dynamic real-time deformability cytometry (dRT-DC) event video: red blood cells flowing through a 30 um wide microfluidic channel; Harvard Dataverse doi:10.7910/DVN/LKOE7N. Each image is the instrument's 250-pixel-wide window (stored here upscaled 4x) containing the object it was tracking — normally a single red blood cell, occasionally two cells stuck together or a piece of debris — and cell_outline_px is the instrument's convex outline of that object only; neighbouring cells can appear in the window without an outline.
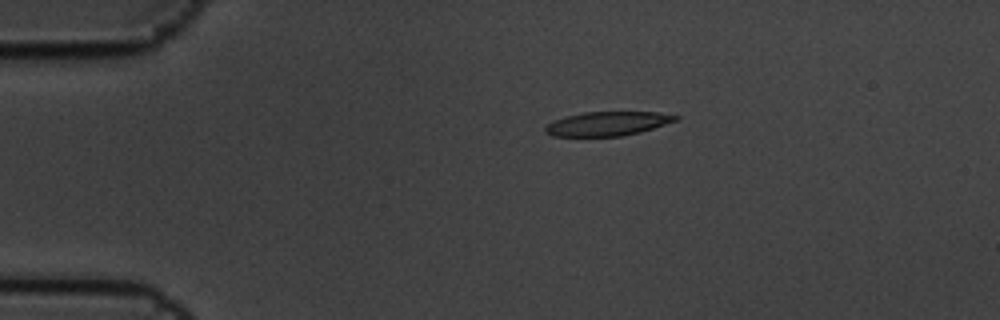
{"species": "common noctule bat (a hibernating species)", "species_latin": "Nyctalus noctula", "temperature_condition": "cold", "stored_images_in_passage": 4, "camera_frame_rate_fps": 3000, "um_per_image_px": 0.085, "animal": {"sex": "male", "body_mass_g": 19.5, "forearm_length_mm": 54.6}, "frame": {"image": 1, "passage_image": 1, "time_ms": 0.0, "image_size_px": [1000, 320], "cell_outline_px": [[680, 116], [676, 120], [640, 132], [620, 136], [552, 136], [544, 132], [544, 128], [548, 124], [556, 120], [568, 116], [584, 112], [660, 112]], "centroid_in_image_um": [51.63, 10.51], "position_along_channel_um": 33.4, "area_um2": 18.03}}
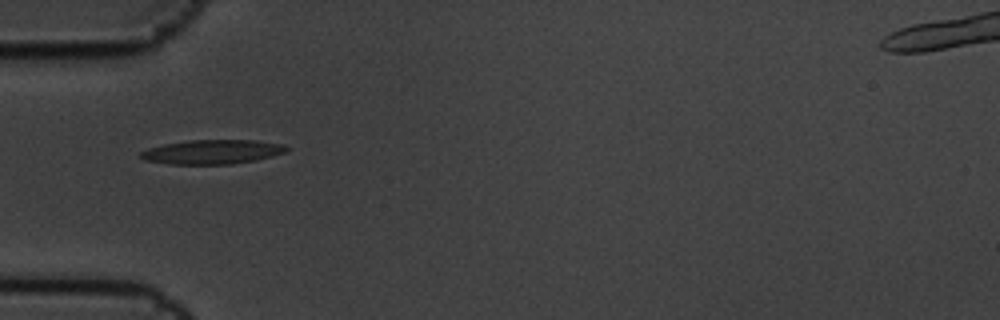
{"frame": {"image": 2, "passage_image": 3, "time_ms": 0.667, "image_size_px": [1000, 320], "cell_outline_px": [[288, 148], [284, 152], [272, 156], [256, 160], [232, 164], [172, 164], [144, 160], [140, 156], [140, 152], [148, 148], [164, 144], [188, 140], [256, 140], [284, 144]], "centroid_in_image_um": [18.04, 12.9], "position_along_channel_um": 67.0, "area_um2": 20.58}}
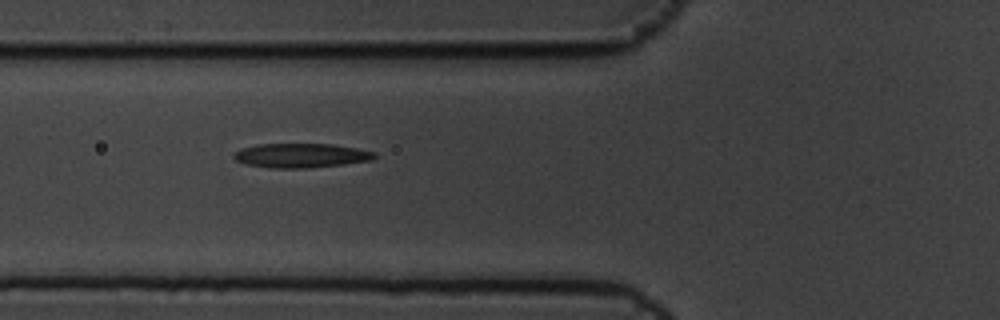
{"frame": {"image": 3, "passage_image": 4, "time_ms": 1.0, "image_size_px": [1000, 320], "cell_outline_px": [[376, 156], [372, 160], [344, 164], [308, 168], [272, 168], [248, 164], [236, 160], [232, 156], [240, 148], [256, 144], [332, 144], [356, 148], [376, 152]], "centroid_in_image_um": [25.59, 13.21], "position_along_channel_um": 100.2, "area_um2": 19.88}}